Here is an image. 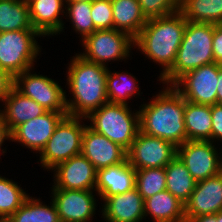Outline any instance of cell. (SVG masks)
I'll return each instance as SVG.
<instances>
[{
	"label": "cell",
	"instance_id": "5",
	"mask_svg": "<svg viewBox=\"0 0 222 222\" xmlns=\"http://www.w3.org/2000/svg\"><path fill=\"white\" fill-rule=\"evenodd\" d=\"M130 106L107 102L86 117L88 126L128 151L140 131L139 111Z\"/></svg>",
	"mask_w": 222,
	"mask_h": 222
},
{
	"label": "cell",
	"instance_id": "14",
	"mask_svg": "<svg viewBox=\"0 0 222 222\" xmlns=\"http://www.w3.org/2000/svg\"><path fill=\"white\" fill-rule=\"evenodd\" d=\"M51 188L67 190H95L97 170L82 154L71 157L51 169Z\"/></svg>",
	"mask_w": 222,
	"mask_h": 222
},
{
	"label": "cell",
	"instance_id": "43",
	"mask_svg": "<svg viewBox=\"0 0 222 222\" xmlns=\"http://www.w3.org/2000/svg\"><path fill=\"white\" fill-rule=\"evenodd\" d=\"M65 1H77V2L84 1V2H92L93 0H65Z\"/></svg>",
	"mask_w": 222,
	"mask_h": 222
},
{
	"label": "cell",
	"instance_id": "26",
	"mask_svg": "<svg viewBox=\"0 0 222 222\" xmlns=\"http://www.w3.org/2000/svg\"><path fill=\"white\" fill-rule=\"evenodd\" d=\"M165 172L166 190L185 204L194 191L196 181L178 156L165 167Z\"/></svg>",
	"mask_w": 222,
	"mask_h": 222
},
{
	"label": "cell",
	"instance_id": "16",
	"mask_svg": "<svg viewBox=\"0 0 222 222\" xmlns=\"http://www.w3.org/2000/svg\"><path fill=\"white\" fill-rule=\"evenodd\" d=\"M185 205V220L222 211V171L196 182L194 191Z\"/></svg>",
	"mask_w": 222,
	"mask_h": 222
},
{
	"label": "cell",
	"instance_id": "4",
	"mask_svg": "<svg viewBox=\"0 0 222 222\" xmlns=\"http://www.w3.org/2000/svg\"><path fill=\"white\" fill-rule=\"evenodd\" d=\"M212 41V23L187 22L172 68L157 81L164 86L172 85L186 72L215 62Z\"/></svg>",
	"mask_w": 222,
	"mask_h": 222
},
{
	"label": "cell",
	"instance_id": "40",
	"mask_svg": "<svg viewBox=\"0 0 222 222\" xmlns=\"http://www.w3.org/2000/svg\"><path fill=\"white\" fill-rule=\"evenodd\" d=\"M217 104L222 105V68L218 72Z\"/></svg>",
	"mask_w": 222,
	"mask_h": 222
},
{
	"label": "cell",
	"instance_id": "21",
	"mask_svg": "<svg viewBox=\"0 0 222 222\" xmlns=\"http://www.w3.org/2000/svg\"><path fill=\"white\" fill-rule=\"evenodd\" d=\"M4 103V104H3ZM0 105V115L12 132L17 126L44 114L47 110L33 99L24 96L14 87Z\"/></svg>",
	"mask_w": 222,
	"mask_h": 222
},
{
	"label": "cell",
	"instance_id": "20",
	"mask_svg": "<svg viewBox=\"0 0 222 222\" xmlns=\"http://www.w3.org/2000/svg\"><path fill=\"white\" fill-rule=\"evenodd\" d=\"M135 185L136 170L126 159L124 162L97 170L95 194L104 201L107 197L134 189Z\"/></svg>",
	"mask_w": 222,
	"mask_h": 222
},
{
	"label": "cell",
	"instance_id": "34",
	"mask_svg": "<svg viewBox=\"0 0 222 222\" xmlns=\"http://www.w3.org/2000/svg\"><path fill=\"white\" fill-rule=\"evenodd\" d=\"M90 13L97 30L114 28L112 4L110 0H93L91 2Z\"/></svg>",
	"mask_w": 222,
	"mask_h": 222
},
{
	"label": "cell",
	"instance_id": "33",
	"mask_svg": "<svg viewBox=\"0 0 222 222\" xmlns=\"http://www.w3.org/2000/svg\"><path fill=\"white\" fill-rule=\"evenodd\" d=\"M141 11L147 19L167 16L178 10L182 5V0H138Z\"/></svg>",
	"mask_w": 222,
	"mask_h": 222
},
{
	"label": "cell",
	"instance_id": "23",
	"mask_svg": "<svg viewBox=\"0 0 222 222\" xmlns=\"http://www.w3.org/2000/svg\"><path fill=\"white\" fill-rule=\"evenodd\" d=\"M114 29L128 33L135 38L147 23L138 0H110Z\"/></svg>",
	"mask_w": 222,
	"mask_h": 222
},
{
	"label": "cell",
	"instance_id": "36",
	"mask_svg": "<svg viewBox=\"0 0 222 222\" xmlns=\"http://www.w3.org/2000/svg\"><path fill=\"white\" fill-rule=\"evenodd\" d=\"M212 49L215 63L222 64V24H213Z\"/></svg>",
	"mask_w": 222,
	"mask_h": 222
},
{
	"label": "cell",
	"instance_id": "41",
	"mask_svg": "<svg viewBox=\"0 0 222 222\" xmlns=\"http://www.w3.org/2000/svg\"><path fill=\"white\" fill-rule=\"evenodd\" d=\"M217 222H222V211L215 213Z\"/></svg>",
	"mask_w": 222,
	"mask_h": 222
},
{
	"label": "cell",
	"instance_id": "2",
	"mask_svg": "<svg viewBox=\"0 0 222 222\" xmlns=\"http://www.w3.org/2000/svg\"><path fill=\"white\" fill-rule=\"evenodd\" d=\"M67 65L66 85L72 95V98L66 95L68 115L86 118L108 102L106 77L109 68L89 62L77 53Z\"/></svg>",
	"mask_w": 222,
	"mask_h": 222
},
{
	"label": "cell",
	"instance_id": "19",
	"mask_svg": "<svg viewBox=\"0 0 222 222\" xmlns=\"http://www.w3.org/2000/svg\"><path fill=\"white\" fill-rule=\"evenodd\" d=\"M101 215L106 222H143L144 199L136 187L123 194L107 197Z\"/></svg>",
	"mask_w": 222,
	"mask_h": 222
},
{
	"label": "cell",
	"instance_id": "18",
	"mask_svg": "<svg viewBox=\"0 0 222 222\" xmlns=\"http://www.w3.org/2000/svg\"><path fill=\"white\" fill-rule=\"evenodd\" d=\"M29 5L33 28L43 37H53L65 32V0H25Z\"/></svg>",
	"mask_w": 222,
	"mask_h": 222
},
{
	"label": "cell",
	"instance_id": "9",
	"mask_svg": "<svg viewBox=\"0 0 222 222\" xmlns=\"http://www.w3.org/2000/svg\"><path fill=\"white\" fill-rule=\"evenodd\" d=\"M32 70L34 68L16 75L13 87L24 96L36 101L47 111L64 112L68 115L66 106L67 91L56 80L49 78V76L47 77V75L34 73Z\"/></svg>",
	"mask_w": 222,
	"mask_h": 222
},
{
	"label": "cell",
	"instance_id": "17",
	"mask_svg": "<svg viewBox=\"0 0 222 222\" xmlns=\"http://www.w3.org/2000/svg\"><path fill=\"white\" fill-rule=\"evenodd\" d=\"M81 154L92 163L96 170L116 165L127 159V151L124 148L97 133L88 125L82 137Z\"/></svg>",
	"mask_w": 222,
	"mask_h": 222
},
{
	"label": "cell",
	"instance_id": "7",
	"mask_svg": "<svg viewBox=\"0 0 222 222\" xmlns=\"http://www.w3.org/2000/svg\"><path fill=\"white\" fill-rule=\"evenodd\" d=\"M84 117L66 115L39 153L43 170L50 171L59 163L81 154L82 137L86 127ZM85 123V124H84Z\"/></svg>",
	"mask_w": 222,
	"mask_h": 222
},
{
	"label": "cell",
	"instance_id": "31",
	"mask_svg": "<svg viewBox=\"0 0 222 222\" xmlns=\"http://www.w3.org/2000/svg\"><path fill=\"white\" fill-rule=\"evenodd\" d=\"M90 12L91 2L66 1L65 17L71 22L75 33L79 34L78 37L81 36L80 41L97 30Z\"/></svg>",
	"mask_w": 222,
	"mask_h": 222
},
{
	"label": "cell",
	"instance_id": "24",
	"mask_svg": "<svg viewBox=\"0 0 222 222\" xmlns=\"http://www.w3.org/2000/svg\"><path fill=\"white\" fill-rule=\"evenodd\" d=\"M185 128L187 140L211 141V106L185 100Z\"/></svg>",
	"mask_w": 222,
	"mask_h": 222
},
{
	"label": "cell",
	"instance_id": "29",
	"mask_svg": "<svg viewBox=\"0 0 222 222\" xmlns=\"http://www.w3.org/2000/svg\"><path fill=\"white\" fill-rule=\"evenodd\" d=\"M179 11L187 22L222 24V0H182Z\"/></svg>",
	"mask_w": 222,
	"mask_h": 222
},
{
	"label": "cell",
	"instance_id": "38",
	"mask_svg": "<svg viewBox=\"0 0 222 222\" xmlns=\"http://www.w3.org/2000/svg\"><path fill=\"white\" fill-rule=\"evenodd\" d=\"M5 141L11 142V132L9 131V128L7 124L4 122L2 116L0 115V154L6 155L7 152L6 147L5 149L1 148L3 145H5Z\"/></svg>",
	"mask_w": 222,
	"mask_h": 222
},
{
	"label": "cell",
	"instance_id": "28",
	"mask_svg": "<svg viewBox=\"0 0 222 222\" xmlns=\"http://www.w3.org/2000/svg\"><path fill=\"white\" fill-rule=\"evenodd\" d=\"M35 30L25 0H0V32Z\"/></svg>",
	"mask_w": 222,
	"mask_h": 222
},
{
	"label": "cell",
	"instance_id": "37",
	"mask_svg": "<svg viewBox=\"0 0 222 222\" xmlns=\"http://www.w3.org/2000/svg\"><path fill=\"white\" fill-rule=\"evenodd\" d=\"M14 78L7 72L0 69V102L8 96L13 88Z\"/></svg>",
	"mask_w": 222,
	"mask_h": 222
},
{
	"label": "cell",
	"instance_id": "8",
	"mask_svg": "<svg viewBox=\"0 0 222 222\" xmlns=\"http://www.w3.org/2000/svg\"><path fill=\"white\" fill-rule=\"evenodd\" d=\"M83 59L108 68L109 62L123 61L130 58L134 49V38L128 33L116 29L96 30L80 41ZM85 48V49H84ZM85 50V51H84Z\"/></svg>",
	"mask_w": 222,
	"mask_h": 222
},
{
	"label": "cell",
	"instance_id": "30",
	"mask_svg": "<svg viewBox=\"0 0 222 222\" xmlns=\"http://www.w3.org/2000/svg\"><path fill=\"white\" fill-rule=\"evenodd\" d=\"M20 186L18 182L0 175V221H6L29 196Z\"/></svg>",
	"mask_w": 222,
	"mask_h": 222
},
{
	"label": "cell",
	"instance_id": "35",
	"mask_svg": "<svg viewBox=\"0 0 222 222\" xmlns=\"http://www.w3.org/2000/svg\"><path fill=\"white\" fill-rule=\"evenodd\" d=\"M212 130L211 142L218 144L222 142V105L211 106ZM217 141V142H216Z\"/></svg>",
	"mask_w": 222,
	"mask_h": 222
},
{
	"label": "cell",
	"instance_id": "25",
	"mask_svg": "<svg viewBox=\"0 0 222 222\" xmlns=\"http://www.w3.org/2000/svg\"><path fill=\"white\" fill-rule=\"evenodd\" d=\"M138 83V79L128 71L112 72L109 68L106 77L108 102L129 105V100L134 96L137 98V95L143 94Z\"/></svg>",
	"mask_w": 222,
	"mask_h": 222
},
{
	"label": "cell",
	"instance_id": "15",
	"mask_svg": "<svg viewBox=\"0 0 222 222\" xmlns=\"http://www.w3.org/2000/svg\"><path fill=\"white\" fill-rule=\"evenodd\" d=\"M65 116L64 112L46 111L44 114L17 126L11 132V141L25 146L36 154L40 153Z\"/></svg>",
	"mask_w": 222,
	"mask_h": 222
},
{
	"label": "cell",
	"instance_id": "27",
	"mask_svg": "<svg viewBox=\"0 0 222 222\" xmlns=\"http://www.w3.org/2000/svg\"><path fill=\"white\" fill-rule=\"evenodd\" d=\"M50 200V205H47L40 198L29 195L6 222H61L56 205Z\"/></svg>",
	"mask_w": 222,
	"mask_h": 222
},
{
	"label": "cell",
	"instance_id": "39",
	"mask_svg": "<svg viewBox=\"0 0 222 222\" xmlns=\"http://www.w3.org/2000/svg\"><path fill=\"white\" fill-rule=\"evenodd\" d=\"M188 222H217V220L215 214H209L192 218Z\"/></svg>",
	"mask_w": 222,
	"mask_h": 222
},
{
	"label": "cell",
	"instance_id": "22",
	"mask_svg": "<svg viewBox=\"0 0 222 222\" xmlns=\"http://www.w3.org/2000/svg\"><path fill=\"white\" fill-rule=\"evenodd\" d=\"M144 216L153 222H186L185 205L164 190L144 200Z\"/></svg>",
	"mask_w": 222,
	"mask_h": 222
},
{
	"label": "cell",
	"instance_id": "3",
	"mask_svg": "<svg viewBox=\"0 0 222 222\" xmlns=\"http://www.w3.org/2000/svg\"><path fill=\"white\" fill-rule=\"evenodd\" d=\"M187 21L178 10L172 14L149 18L134 38V48L145 58L161 66L159 80L172 68L182 42Z\"/></svg>",
	"mask_w": 222,
	"mask_h": 222
},
{
	"label": "cell",
	"instance_id": "1",
	"mask_svg": "<svg viewBox=\"0 0 222 222\" xmlns=\"http://www.w3.org/2000/svg\"><path fill=\"white\" fill-rule=\"evenodd\" d=\"M149 100L139 106L140 131L177 147L185 143V99L172 85H163V89Z\"/></svg>",
	"mask_w": 222,
	"mask_h": 222
},
{
	"label": "cell",
	"instance_id": "10",
	"mask_svg": "<svg viewBox=\"0 0 222 222\" xmlns=\"http://www.w3.org/2000/svg\"><path fill=\"white\" fill-rule=\"evenodd\" d=\"M222 64L210 63L186 72L173 88L186 100L196 104H217L218 72Z\"/></svg>",
	"mask_w": 222,
	"mask_h": 222
},
{
	"label": "cell",
	"instance_id": "42",
	"mask_svg": "<svg viewBox=\"0 0 222 222\" xmlns=\"http://www.w3.org/2000/svg\"><path fill=\"white\" fill-rule=\"evenodd\" d=\"M221 144H222V142H221ZM219 150H220V168L222 171V149L219 147Z\"/></svg>",
	"mask_w": 222,
	"mask_h": 222
},
{
	"label": "cell",
	"instance_id": "32",
	"mask_svg": "<svg viewBox=\"0 0 222 222\" xmlns=\"http://www.w3.org/2000/svg\"><path fill=\"white\" fill-rule=\"evenodd\" d=\"M135 187L144 200L166 190L165 168H145L136 170Z\"/></svg>",
	"mask_w": 222,
	"mask_h": 222
},
{
	"label": "cell",
	"instance_id": "6",
	"mask_svg": "<svg viewBox=\"0 0 222 222\" xmlns=\"http://www.w3.org/2000/svg\"><path fill=\"white\" fill-rule=\"evenodd\" d=\"M43 37L36 30H15L0 32V69L13 78L34 68L42 46L38 38Z\"/></svg>",
	"mask_w": 222,
	"mask_h": 222
},
{
	"label": "cell",
	"instance_id": "13",
	"mask_svg": "<svg viewBox=\"0 0 222 222\" xmlns=\"http://www.w3.org/2000/svg\"><path fill=\"white\" fill-rule=\"evenodd\" d=\"M95 190H67L51 188V199L61 222H91L98 210Z\"/></svg>",
	"mask_w": 222,
	"mask_h": 222
},
{
	"label": "cell",
	"instance_id": "11",
	"mask_svg": "<svg viewBox=\"0 0 222 222\" xmlns=\"http://www.w3.org/2000/svg\"><path fill=\"white\" fill-rule=\"evenodd\" d=\"M177 156V146L164 139L139 131L127 151L129 164L135 169L165 168Z\"/></svg>",
	"mask_w": 222,
	"mask_h": 222
},
{
	"label": "cell",
	"instance_id": "12",
	"mask_svg": "<svg viewBox=\"0 0 222 222\" xmlns=\"http://www.w3.org/2000/svg\"><path fill=\"white\" fill-rule=\"evenodd\" d=\"M211 141L187 140L177 147V156L198 182L221 172L220 150Z\"/></svg>",
	"mask_w": 222,
	"mask_h": 222
}]
</instances>
